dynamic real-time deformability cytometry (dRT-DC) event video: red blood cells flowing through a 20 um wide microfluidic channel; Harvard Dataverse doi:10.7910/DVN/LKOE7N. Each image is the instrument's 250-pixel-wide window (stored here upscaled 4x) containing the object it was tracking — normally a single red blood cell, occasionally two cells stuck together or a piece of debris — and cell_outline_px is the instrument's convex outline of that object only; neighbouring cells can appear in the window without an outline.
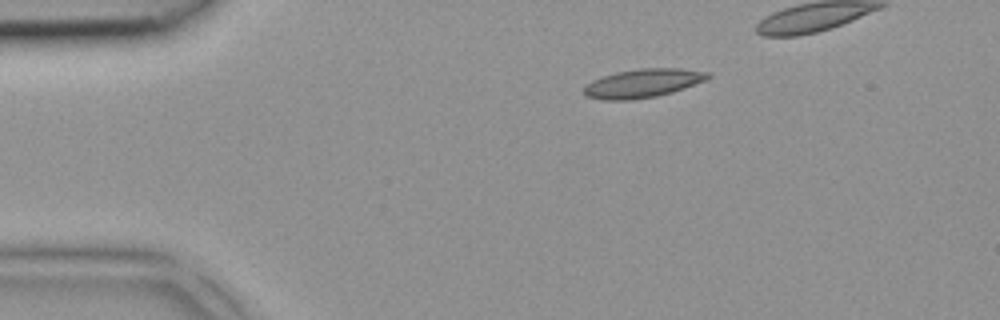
{"species": "common noctule bat (a hibernating species)", "species_latin": "Nyctalus noctula", "temperature_condition": "room temperature", "stored_images_in_passage": 3, "camera_frame_rate_fps": 3000, "um_per_image_px": 0.085, "animal": {"sex": "female", "body_mass_g": 18.4}, "frame": {"image": 1, "passage_image": 1, "time_ms": 0.0, "image_size_px": [1000, 320], "cell_outline_px": [[712, 76], [704, 80], [684, 88], [672, 92], [656, 96], [628, 100], [604, 100], [588, 96], [584, 92], [584, 88], [592, 80], [616, 72], [640, 68], [680, 68], [708, 72]], "centroid_in_image_um": [54.65, 7.07], "position_along_channel_um": 30.3, "area_um2": 20.4}}